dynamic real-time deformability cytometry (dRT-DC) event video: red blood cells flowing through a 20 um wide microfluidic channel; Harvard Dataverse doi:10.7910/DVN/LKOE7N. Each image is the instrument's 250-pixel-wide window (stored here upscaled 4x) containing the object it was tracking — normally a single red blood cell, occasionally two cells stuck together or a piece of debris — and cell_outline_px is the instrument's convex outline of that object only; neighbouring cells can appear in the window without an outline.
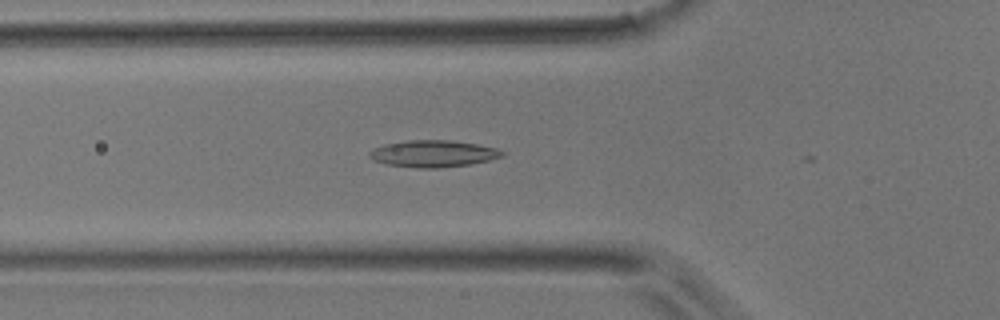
{"species": "common noctule bat (a hibernating species)", "species_latin": "Nyctalus noctula", "temperature_condition": "room temperature", "stored_images_in_passage": 13, "camera_frame_rate_fps": 3000, "um_per_image_px": 0.085, "animal": {"sex": "male", "body_mass_g": 17.9}, "frame": {"image": 1, "passage_image": 7, "time_ms": 2.0, "image_size_px": [1000, 320], "cell_outline_px": [[504, 156], [488, 160], [468, 164], [436, 168], [416, 168], [388, 164], [372, 160], [368, 156], [368, 152], [372, 148], [384, 144], [408, 140], [448, 140], [476, 144], [496, 148], [504, 152]], "centroid_in_image_um": [36.76, 13.05], "position_along_channel_um": 89.0, "area_um2": 20.63}}
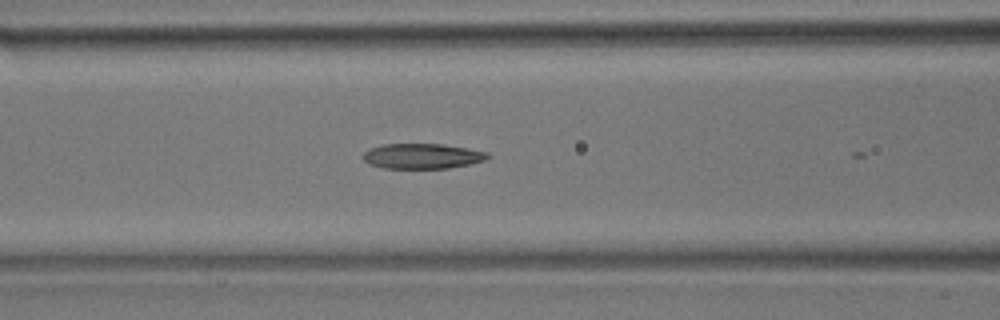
{"frame": {"image": 2, "passage_image": 10, "time_ms": 3.0, "image_size_px": [1000, 320], "cell_outline_px": [[492, 156], [484, 160], [468, 164], [448, 168], [384, 168], [368, 164], [364, 160], [364, 152], [368, 148], [384, 144], [444, 144], [488, 152]], "centroid_in_image_um": [35.88, 13.26], "position_along_channel_um": 130.7, "area_um2": 18.26}}